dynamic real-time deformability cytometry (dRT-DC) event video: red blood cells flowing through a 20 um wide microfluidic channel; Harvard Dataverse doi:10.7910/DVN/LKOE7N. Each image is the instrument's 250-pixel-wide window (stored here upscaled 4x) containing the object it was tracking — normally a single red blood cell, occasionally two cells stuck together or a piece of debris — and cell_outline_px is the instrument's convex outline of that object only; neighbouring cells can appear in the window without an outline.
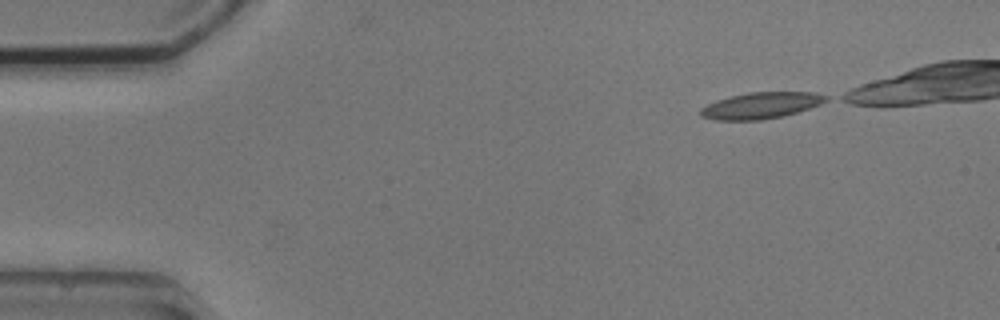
{"species": "common noctule bat (a hibernating species)", "species_latin": "Nyctalus noctula", "temperature_condition": "cold", "stored_images_in_passage": 9, "camera_frame_rate_fps": 3000, "um_per_image_px": 0.085, "animal": {"sex": "male", "body_mass_g": 20.5, "forearm_length_mm": 52.5}, "frame": {"image": 1, "passage_image": 1, "time_ms": 0.0, "image_size_px": [1000, 320], "cell_outline_px": [[828, 100], [820, 104], [784, 116], [760, 120], [716, 120], [700, 116], [700, 108], [716, 100], [748, 92], [816, 92], [828, 96]], "centroid_in_image_um": [64.68, 8.96], "position_along_channel_um": 20.3, "area_um2": 19.19}}
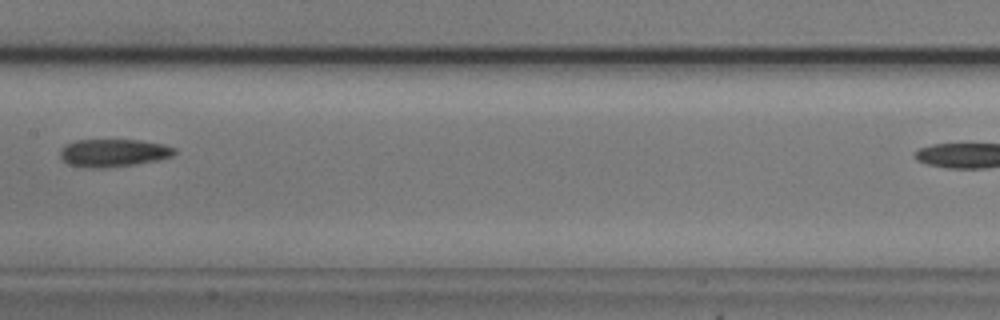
{"frame": {"image": 2, "passage_image": 7, "time_ms": 7.0, "image_size_px": [1000, 320], "cell_outline_px": [[176, 152], [172, 156], [160, 160], [104, 168], [88, 168], [68, 164], [60, 156], [60, 148], [64, 144], [76, 140], [140, 140], [164, 144], [176, 148]], "centroid_in_image_um": [9.63, 12.99], "position_along_channel_um": 197.8, "area_um2": 18.61}}